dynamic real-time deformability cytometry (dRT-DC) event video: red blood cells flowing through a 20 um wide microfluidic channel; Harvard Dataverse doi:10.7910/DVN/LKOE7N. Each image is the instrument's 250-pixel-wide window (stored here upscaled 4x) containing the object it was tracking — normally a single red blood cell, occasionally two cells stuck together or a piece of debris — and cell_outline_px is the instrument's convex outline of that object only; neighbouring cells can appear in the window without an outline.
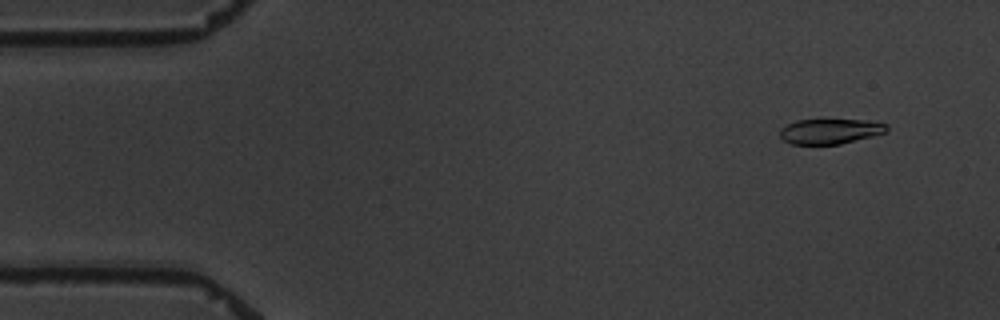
{"species": "common noctule bat (a hibernating species)", "species_latin": "Nyctalus noctula", "temperature_condition": "warm", "stored_images_in_passage": 3, "camera_frame_rate_fps": 3000, "um_per_image_px": 0.085, "animal": {"sex": "male", "body_mass_g": 19.5, "forearm_length_mm": 54.6}, "frame": {"image": 1, "passage_image": 2, "time_ms": 1.0, "image_size_px": [1000, 320], "cell_outline_px": [[888, 132], [840, 144], [788, 144], [780, 136], [780, 128], [796, 120], [820, 116], [864, 120], [888, 124]], "centroid_in_image_um": [70.54, 11.1], "position_along_channel_um": 14.5, "area_um2": 16.59}}